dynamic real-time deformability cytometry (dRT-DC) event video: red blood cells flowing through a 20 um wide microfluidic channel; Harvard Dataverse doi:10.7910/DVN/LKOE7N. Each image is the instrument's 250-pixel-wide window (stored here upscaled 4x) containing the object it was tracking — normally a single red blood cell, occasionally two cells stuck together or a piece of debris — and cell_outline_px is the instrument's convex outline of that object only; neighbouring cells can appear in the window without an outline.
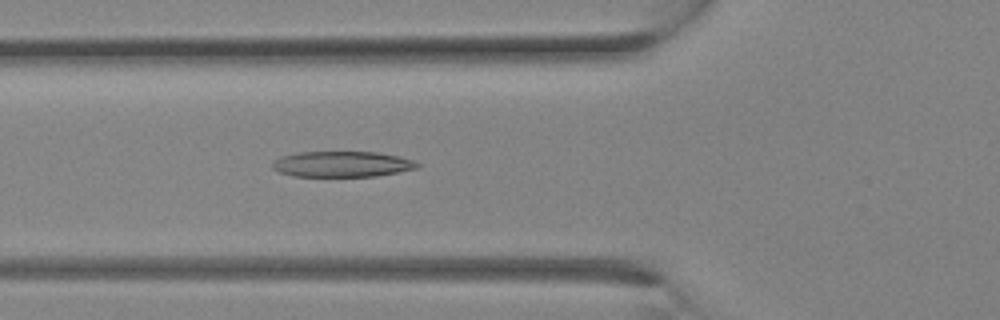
{"species": "Egyptian fruit bat (a non-hibernating species)", "species_latin": "Rousettus aegyptiacus", "temperature_condition": "room temperature", "stored_images_in_passage": 11, "camera_frame_rate_fps": 3000, "um_per_image_px": 0.085, "animal": {"sex": "female"}, "frame": {"image": 1, "passage_image": 11, "time_ms": 3.333, "image_size_px": [1000, 320], "cell_outline_px": [[420, 168], [376, 176], [292, 176], [280, 172], [272, 168], [272, 164], [280, 156], [300, 152], [376, 152], [400, 156], [412, 160], [420, 164]], "centroid_in_image_um": [29.1, 13.95], "position_along_channel_um": 96.7, "area_um2": 21.68}}